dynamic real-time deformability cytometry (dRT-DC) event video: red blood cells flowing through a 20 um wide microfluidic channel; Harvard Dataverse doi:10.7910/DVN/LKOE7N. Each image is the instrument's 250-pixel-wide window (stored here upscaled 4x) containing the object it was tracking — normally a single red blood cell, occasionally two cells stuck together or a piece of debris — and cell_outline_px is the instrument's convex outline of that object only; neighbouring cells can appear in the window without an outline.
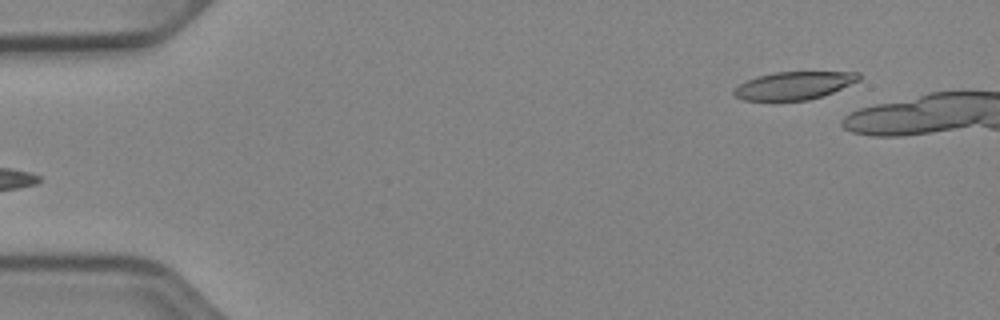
{"species": "Egyptian fruit bat (a non-hibernating species)", "species_latin": "Rousettus aegyptiacus", "temperature_condition": "cold", "stored_images_in_passage": 7, "camera_frame_rate_fps": 3000, "um_per_image_px": 0.085, "animal": {"sex": "female"}, "frame": {"image": 1, "passage_image": 1, "time_ms": 0.0, "image_size_px": [1000, 320], "cell_outline_px": [[860, 80], [824, 96], [808, 100], [744, 100], [736, 96], [732, 92], [740, 84], [756, 76], [776, 72], [860, 72]], "centroid_in_image_um": [67.52, 7.27], "position_along_channel_um": 17.5, "area_um2": 20.11}}